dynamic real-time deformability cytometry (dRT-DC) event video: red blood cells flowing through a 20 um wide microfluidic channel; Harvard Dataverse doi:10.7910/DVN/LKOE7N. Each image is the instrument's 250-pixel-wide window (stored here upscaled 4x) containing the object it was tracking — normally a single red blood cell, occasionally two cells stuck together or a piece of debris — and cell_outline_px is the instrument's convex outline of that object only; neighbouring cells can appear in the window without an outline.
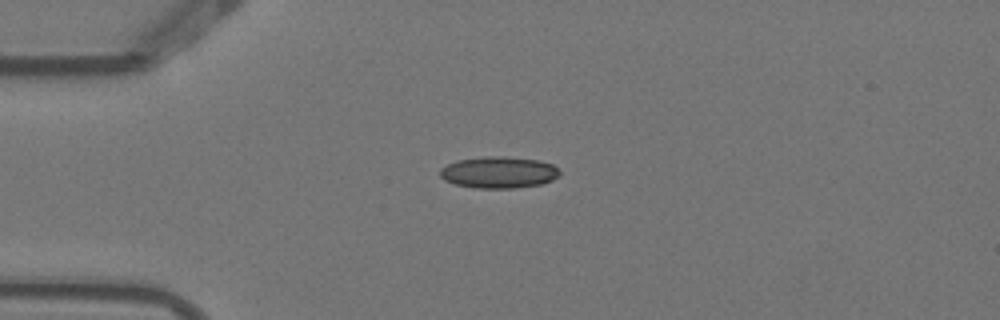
{"species": "Egyptian fruit bat (a non-hibernating species)", "species_latin": "Rousettus aegyptiacus", "temperature_condition": "warm", "stored_images_in_passage": 6, "camera_frame_rate_fps": 3000, "um_per_image_px": 0.085, "animal": {"sex": "female"}, "frame": {"image": 1, "passage_image": 3, "time_ms": 0.667, "image_size_px": [1000, 320], "cell_outline_px": [[560, 176], [552, 180], [540, 184], [516, 188], [472, 188], [456, 184], [444, 180], [440, 176], [440, 168], [456, 160], [488, 156], [504, 156], [540, 160], [552, 164], [560, 172]], "centroid_in_image_um": [42.39, 14.65], "position_along_channel_um": 42.6, "area_um2": 22.14}}
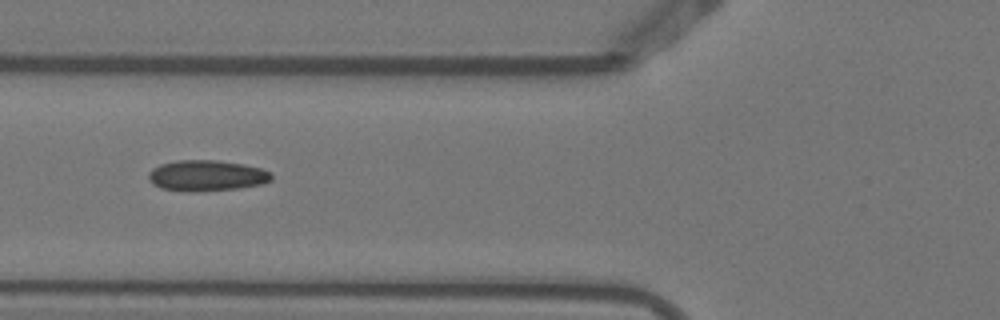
{"frame": {"image": 2, "passage_image": 5, "time_ms": 1.333, "image_size_px": [1000, 320], "cell_outline_px": [[272, 180], [260, 184], [240, 188], [188, 192], [160, 188], [152, 184], [148, 180], [148, 172], [152, 168], [160, 164], [180, 160], [216, 160], [244, 164], [260, 168], [272, 172]], "centroid_in_image_um": [17.54, 14.93], "position_along_channel_um": 108.3, "area_um2": 22.25}}
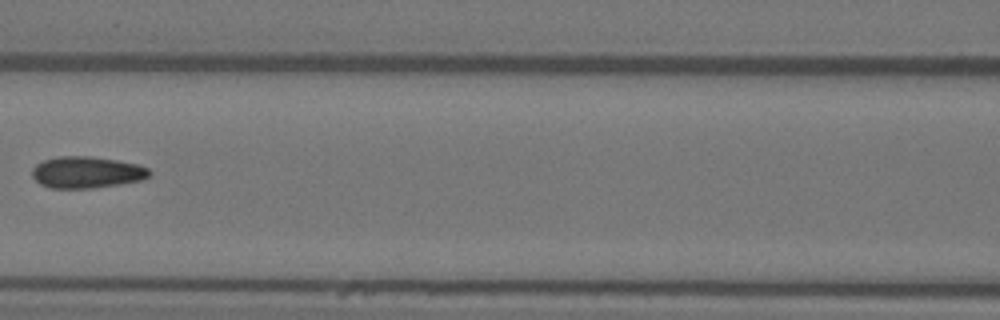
{"frame": {"image": 3, "passage_image": 6, "time_ms": 1.667, "image_size_px": [1000, 320], "cell_outline_px": [[152, 172], [148, 176], [140, 180], [120, 184], [92, 188], [48, 188], [40, 184], [32, 176], [32, 168], [36, 164], [44, 160], [60, 156], [92, 156], [140, 164], [148, 168]], "centroid_in_image_um": [7.36, 14.64], "position_along_channel_um": 159.2, "area_um2": 21.68}}